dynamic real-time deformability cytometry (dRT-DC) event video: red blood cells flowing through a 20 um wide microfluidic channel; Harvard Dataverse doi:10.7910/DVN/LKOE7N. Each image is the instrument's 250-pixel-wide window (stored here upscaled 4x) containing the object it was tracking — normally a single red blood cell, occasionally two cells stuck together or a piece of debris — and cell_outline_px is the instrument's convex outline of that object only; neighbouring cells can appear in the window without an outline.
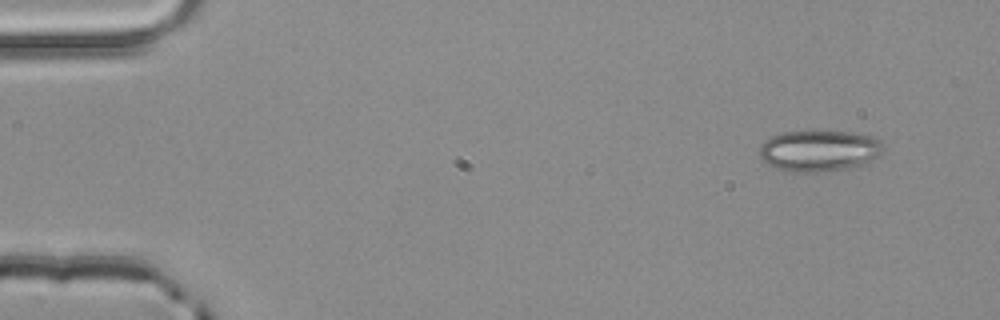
{"species": "common noctule bat (a hibernating species)", "species_latin": "Nyctalus noctula", "temperature_condition": "room temperature", "stored_images_in_passage": 4, "camera_frame_rate_fps": 3000, "um_per_image_px": 0.085, "animal": {"sex": "male", "body_mass_g": 20.4}, "frame": {"image": 1, "passage_image": 1, "time_ms": 0.0, "image_size_px": [1000, 320], "cell_outline_px": [[884, 152], [880, 156], [860, 164], [848, 168], [828, 172], [784, 172], [768, 164], [756, 152], [760, 144], [764, 140], [772, 136], [784, 132], [852, 132], [872, 136], [880, 140], [884, 144]], "centroid_in_image_um": [69.61, 12.83], "position_along_channel_um": 15.4, "area_um2": 30.06}}